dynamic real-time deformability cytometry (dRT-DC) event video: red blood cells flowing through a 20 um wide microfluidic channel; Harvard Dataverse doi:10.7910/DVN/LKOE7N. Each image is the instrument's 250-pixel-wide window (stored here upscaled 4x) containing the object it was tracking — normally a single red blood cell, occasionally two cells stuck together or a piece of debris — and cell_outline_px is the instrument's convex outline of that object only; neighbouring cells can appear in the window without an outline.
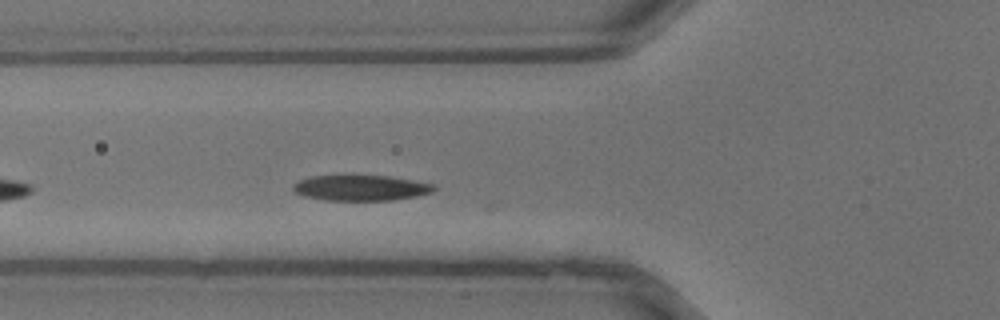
{"species": "common noctule bat (a hibernating species)", "species_latin": "Nyctalus noctula", "temperature_condition": "warm", "stored_images_in_passage": 18, "camera_frame_rate_fps": 3000, "um_per_image_px": 0.085, "animal": {"sex": "male", "body_mass_g": 13.3}, "frame": {"image": 1, "passage_image": 9, "time_ms": 2.667, "image_size_px": [1000, 320], "cell_outline_px": [[436, 188], [432, 192], [416, 196], [392, 200], [328, 200], [304, 196], [292, 192], [292, 184], [308, 176], [352, 172], [388, 176], [436, 184]], "centroid_in_image_um": [30.6, 15.91], "position_along_channel_um": 95.2, "area_um2": 22.08}}
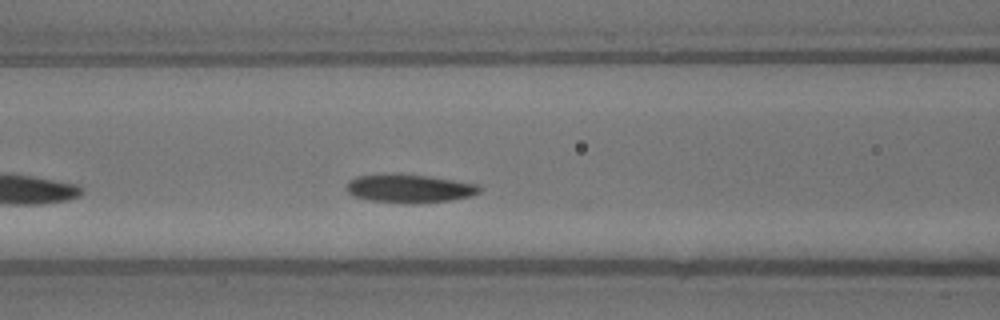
{"frame": {"image": 2, "passage_image": 11, "time_ms": 3.333, "image_size_px": [1000, 320], "cell_outline_px": [[480, 192], [472, 196], [452, 200], [412, 204], [372, 200], [352, 196], [344, 188], [348, 180], [356, 176], [428, 176], [476, 184], [480, 188]], "centroid_in_image_um": [34.8, 16.06], "position_along_channel_um": 131.8, "area_um2": 21.33}}
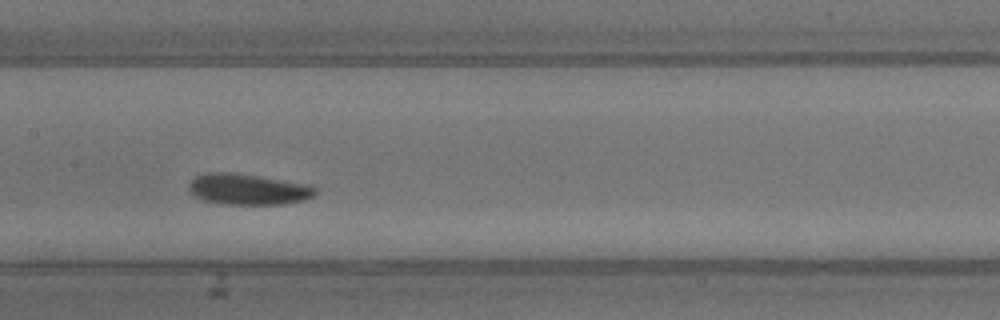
{"frame": {"image": 3, "passage_image": 14, "time_ms": 4.333, "image_size_px": [1000, 320], "cell_outline_px": [[316, 192], [312, 196], [304, 200], [284, 204], [220, 204], [204, 200], [192, 196], [188, 192], [188, 184], [196, 176], [208, 172], [232, 172], [312, 184], [316, 188]], "centroid_in_image_um": [21.06, 16.08], "position_along_channel_um": 186.3, "area_um2": 23.12}}